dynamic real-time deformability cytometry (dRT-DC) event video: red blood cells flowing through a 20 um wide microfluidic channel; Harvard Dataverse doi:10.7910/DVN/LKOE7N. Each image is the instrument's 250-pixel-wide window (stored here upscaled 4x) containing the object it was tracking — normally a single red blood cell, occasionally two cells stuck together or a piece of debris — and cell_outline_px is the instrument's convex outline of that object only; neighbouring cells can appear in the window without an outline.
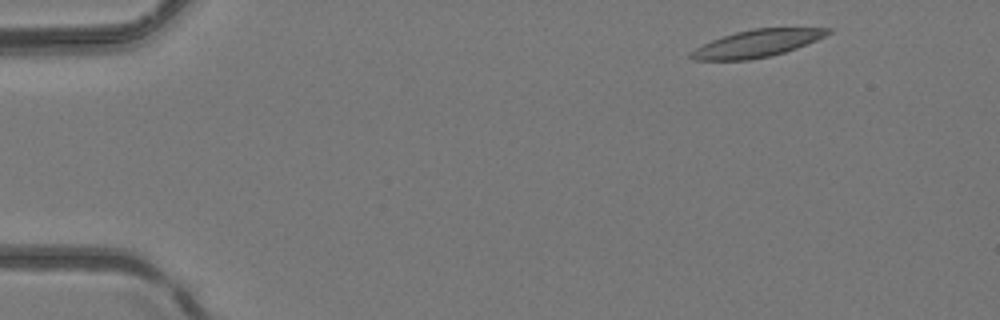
{"species": "common noctule bat (a hibernating species)", "species_latin": "Nyctalus noctula", "temperature_condition": "room temperature", "stored_images_in_passage": 4, "camera_frame_rate_fps": 3000, "um_per_image_px": 0.085, "animal": {"sex": "female", "body_mass_g": 24.6, "forearm_length_mm": 56.2}, "frame": {"image": 1, "passage_image": 1, "time_ms": 0.0, "image_size_px": [1000, 320], "cell_outline_px": [[832, 32], [816, 40], [796, 48], [784, 52], [768, 56], [748, 60], [692, 60], [688, 56], [688, 52], [712, 40], [736, 32], [752, 28], [832, 28]], "centroid_in_image_um": [64.31, 3.69], "position_along_channel_um": 20.7, "area_um2": 21.56}}
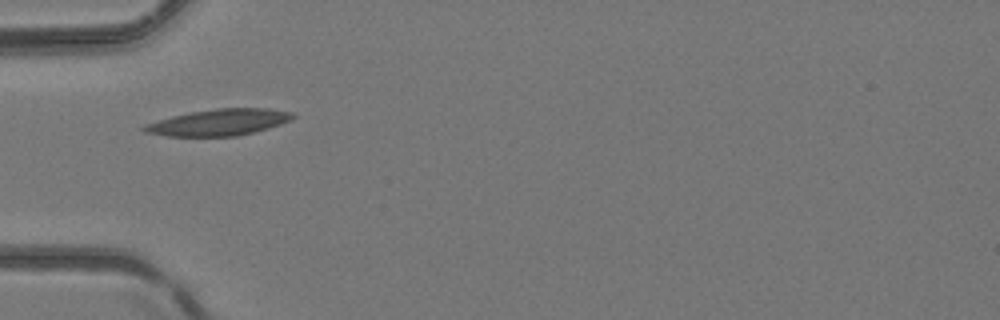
{"frame": {"image": 2, "passage_image": 4, "time_ms": 1.0, "image_size_px": [1000, 320], "cell_outline_px": [[296, 116], [292, 120], [268, 128], [236, 136], [168, 136], [144, 132], [140, 128], [144, 124], [172, 116], [192, 112], [216, 108], [268, 108], [292, 112]], "centroid_in_image_um": [18.6, 10.39], "position_along_channel_um": 66.4, "area_um2": 22.83}}